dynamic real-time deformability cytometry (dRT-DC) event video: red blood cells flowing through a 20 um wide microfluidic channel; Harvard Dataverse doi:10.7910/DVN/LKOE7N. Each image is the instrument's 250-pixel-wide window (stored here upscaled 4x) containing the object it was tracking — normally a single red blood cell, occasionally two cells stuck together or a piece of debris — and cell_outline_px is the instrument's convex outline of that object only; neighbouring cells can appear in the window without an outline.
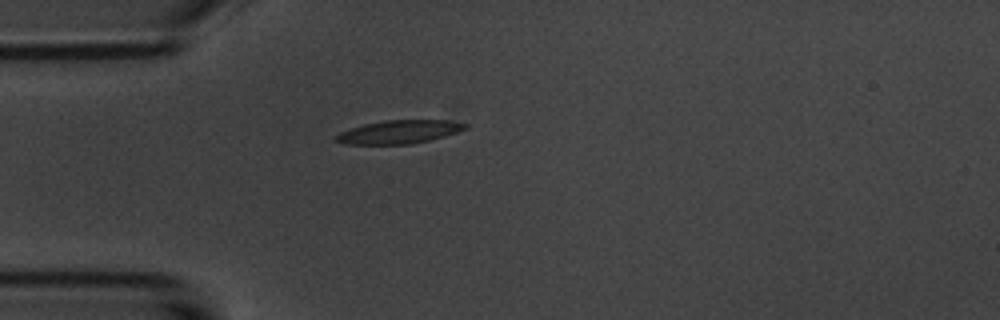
{"species": "common noctule bat (a hibernating species)", "species_latin": "Nyctalus noctula", "temperature_condition": "room temperature", "stored_images_in_passage": 1, "camera_frame_rate_fps": 3000, "um_per_image_px": 0.085, "animal": {"sex": "male", "body_mass_g": 20.1, "forearm_length_mm": 53.5}, "frame": {"image": 1, "passage_image": 1, "time_ms": 0.0, "image_size_px": [1000, 320], "cell_outline_px": [[468, 128], [444, 136], [428, 140], [408, 144], [344, 144], [336, 140], [336, 136], [340, 132], [364, 124], [384, 120], [448, 120], [468, 124]], "centroid_in_image_um": [33.94, 11.2], "position_along_channel_um": 51.1, "area_um2": 17.34}}